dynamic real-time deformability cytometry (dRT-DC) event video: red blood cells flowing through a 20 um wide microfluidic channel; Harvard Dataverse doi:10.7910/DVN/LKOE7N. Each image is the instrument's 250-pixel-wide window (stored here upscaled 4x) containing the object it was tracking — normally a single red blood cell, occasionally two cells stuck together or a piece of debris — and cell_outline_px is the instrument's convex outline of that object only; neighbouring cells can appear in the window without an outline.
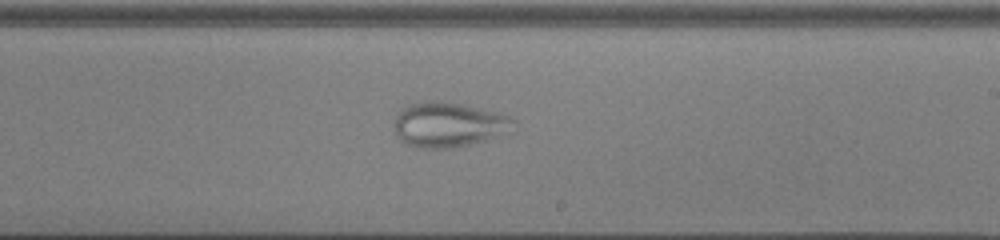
{"species": "common noctule bat (a hibernating species)", "species_latin": "Nyctalus noctula", "temperature_condition": "cold", "stored_images_in_passage": 44, "camera_frame_rate_fps": 3000, "um_per_image_px": 0.085, "animal": {"sex": "male", "body_mass_g": 13.0, "forearm_length_mm": 53.1}, "frame": {"image": 1, "passage_image": 23, "time_ms": 7.333, "image_size_px": [1000, 240], "cell_outline_px": [[516, 132], [456, 148], [416, 148], [400, 140], [396, 136], [392, 124], [400, 108], [408, 104], [428, 100], [432, 100], [464, 104], [496, 112], [508, 116], [516, 120]], "centroid_in_image_um": [38.16, 10.6], "position_along_channel_um": 250.8, "area_um2": 32.14}}
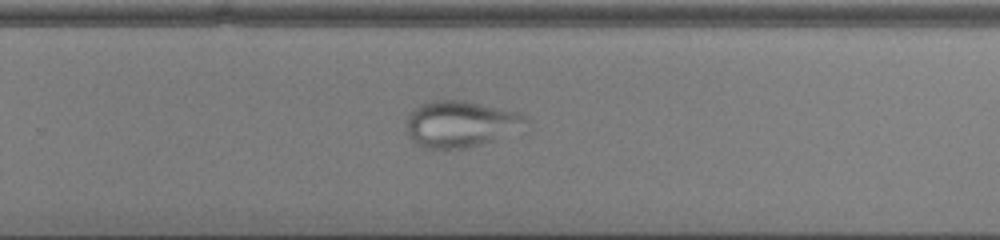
{"frame": {"image": 2, "passage_image": 26, "time_ms": 8.333, "image_size_px": [1000, 240], "cell_outline_px": [[528, 120], [492, 140], [480, 144], [464, 148], [424, 148], [416, 144], [412, 140], [404, 124], [408, 112], [420, 104], [432, 100], [460, 100], [520, 112], [528, 116]], "centroid_in_image_um": [39.0, 10.51], "position_along_channel_um": 290.8, "area_um2": 31.56}}
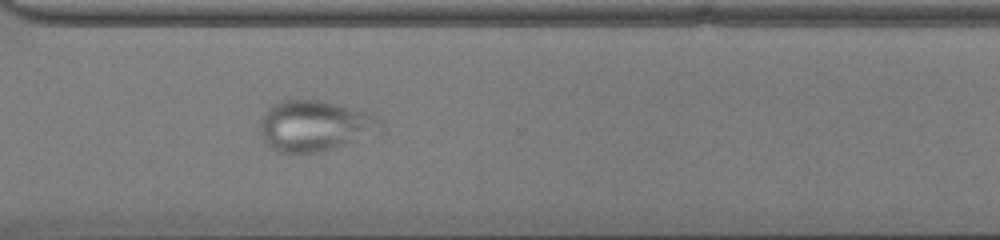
{"frame": {"image": 3, "passage_image": 30, "time_ms": 9.667, "image_size_px": [1000, 240], "cell_outline_px": [[384, 124], [344, 144], [332, 148], [316, 152], [280, 152], [272, 148], [264, 140], [260, 132], [260, 124], [264, 112], [272, 104], [284, 100], [320, 100], [336, 104], [364, 112], [384, 120]], "centroid_in_image_um": [26.63, 10.67], "position_along_channel_um": 344.0, "area_um2": 34.28}}